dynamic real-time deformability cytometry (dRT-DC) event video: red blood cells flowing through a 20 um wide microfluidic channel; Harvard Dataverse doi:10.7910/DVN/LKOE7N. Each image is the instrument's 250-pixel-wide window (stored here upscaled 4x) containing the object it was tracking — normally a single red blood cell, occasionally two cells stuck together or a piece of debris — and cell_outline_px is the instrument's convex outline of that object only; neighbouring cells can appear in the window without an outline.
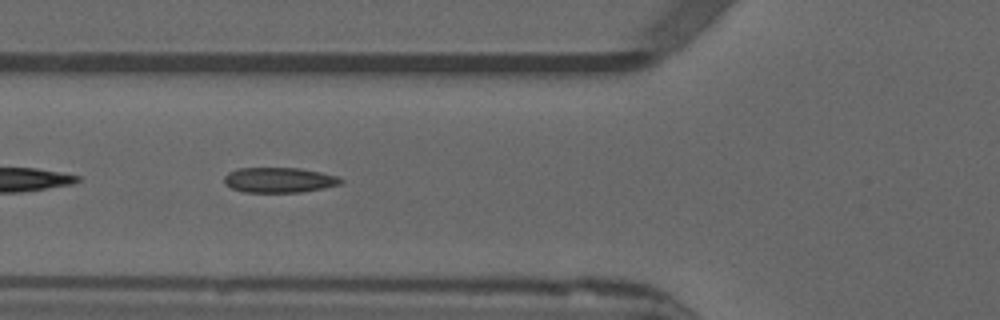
{"species": "common noctule bat (a hibernating species)", "species_latin": "Nyctalus noctula", "temperature_condition": "warm", "stored_images_in_passage": 20, "camera_frame_rate_fps": 3000, "um_per_image_px": 0.085, "animal": {"sex": "male", "forearm_length_mm": 52.5}, "frame": {"image": 1, "passage_image": 4, "time_ms": 1.0, "image_size_px": [1000, 320], "cell_outline_px": [[344, 184], [324, 188], [300, 192], [244, 192], [232, 188], [224, 184], [224, 176], [228, 172], [236, 168], [300, 168], [320, 172], [336, 176], [344, 180]], "centroid_in_image_um": [23.73, 15.3], "position_along_channel_um": 102.1, "area_um2": 17.22}}
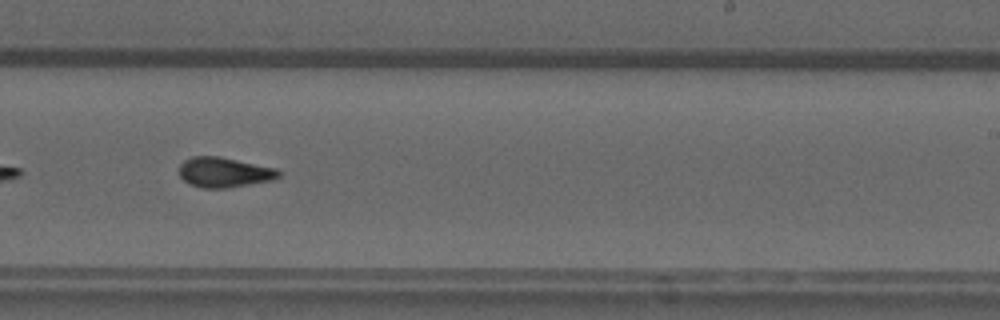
{"frame": {"image": 2, "passage_image": 17, "time_ms": 5.333, "image_size_px": [1000, 320], "cell_outline_px": [[284, 172], [280, 176], [272, 180], [224, 188], [200, 188], [188, 184], [180, 176], [180, 164], [184, 160], [192, 156], [220, 156], [276, 168]], "centroid_in_image_um": [19.06, 14.64], "position_along_channel_um": 269.9, "area_um2": 17.51}}